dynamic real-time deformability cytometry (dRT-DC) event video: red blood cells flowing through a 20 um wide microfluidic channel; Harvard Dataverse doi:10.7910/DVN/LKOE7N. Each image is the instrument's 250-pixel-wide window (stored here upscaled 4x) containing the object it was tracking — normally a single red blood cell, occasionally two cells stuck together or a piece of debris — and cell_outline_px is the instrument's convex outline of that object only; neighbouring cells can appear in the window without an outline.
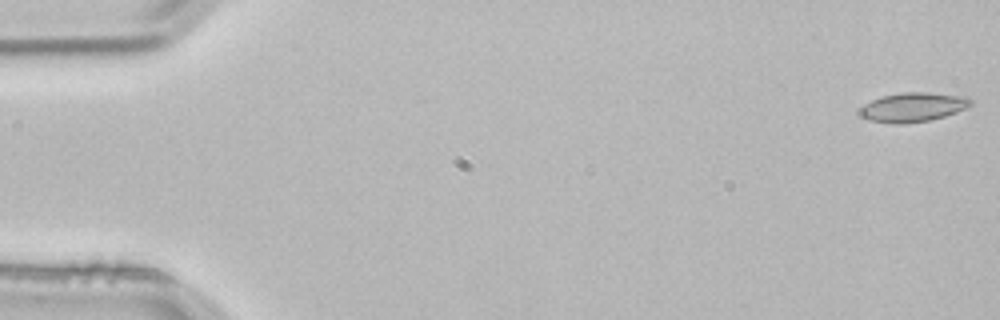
{"species": "common noctule bat (a hibernating species)", "species_latin": "Nyctalus noctula", "temperature_condition": "room temperature", "stored_images_in_passage": 4, "camera_frame_rate_fps": 3000, "um_per_image_px": 0.085, "animal": {"sex": "male", "body_mass_g": 21.5, "forearm_length_mm": 52.0}, "frame": {"image": 1, "passage_image": 1, "time_ms": 0.0, "image_size_px": [1000, 320], "cell_outline_px": [[972, 104], [956, 112], [944, 116], [928, 120], [904, 124], [892, 124], [868, 120], [860, 116], [860, 108], [864, 104], [880, 96], [904, 92], [928, 92], [956, 96], [972, 100]], "centroid_in_image_um": [77.51, 9.12], "position_along_channel_um": 7.5, "area_um2": 18.67}}